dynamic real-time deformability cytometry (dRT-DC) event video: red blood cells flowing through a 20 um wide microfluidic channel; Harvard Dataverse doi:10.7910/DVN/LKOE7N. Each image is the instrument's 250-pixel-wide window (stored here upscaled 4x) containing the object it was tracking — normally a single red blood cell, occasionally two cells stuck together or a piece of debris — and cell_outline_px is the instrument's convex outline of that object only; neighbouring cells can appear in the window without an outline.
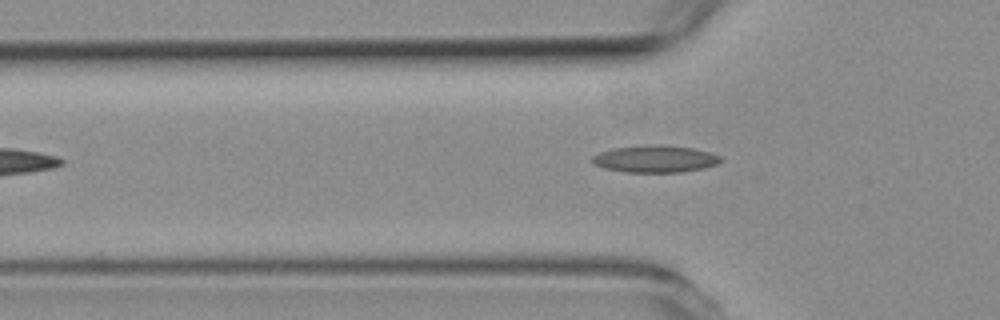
{"species": "common noctule bat (a hibernating species)", "species_latin": "Nyctalus noctula", "temperature_condition": "room temperature", "stored_images_in_passage": 48, "camera_frame_rate_fps": 3000, "um_per_image_px": 0.085, "animal": {"sex": "female", "body_mass_g": 19.3, "forearm_length_mm": 54.1}, "frame": {"image": 1, "passage_image": 13, "time_ms": 4.0, "image_size_px": [1000, 320], "cell_outline_px": [[720, 160], [716, 164], [704, 168], [680, 172], [624, 172], [604, 168], [596, 164], [592, 160], [592, 156], [600, 152], [612, 148], [692, 148], [708, 152], [720, 156]], "centroid_in_image_um": [55.67, 13.57], "position_along_channel_um": 70.1, "area_um2": 18.84}}
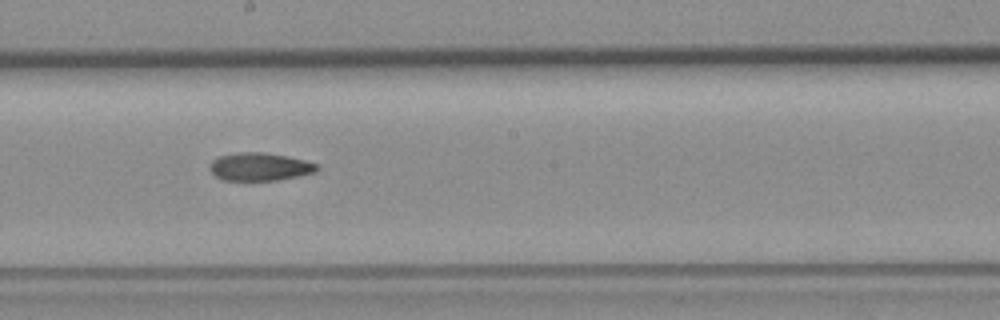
{"frame": {"image": 2, "passage_image": 26, "time_ms": 8.333, "image_size_px": [1000, 320], "cell_outline_px": [[320, 168], [316, 172], [276, 180], [224, 180], [216, 176], [208, 168], [212, 160], [216, 156], [236, 152], [264, 152], [288, 156], [320, 164]], "centroid_in_image_um": [22.07, 14.15], "position_along_channel_um": 226.1, "area_um2": 17.63}}
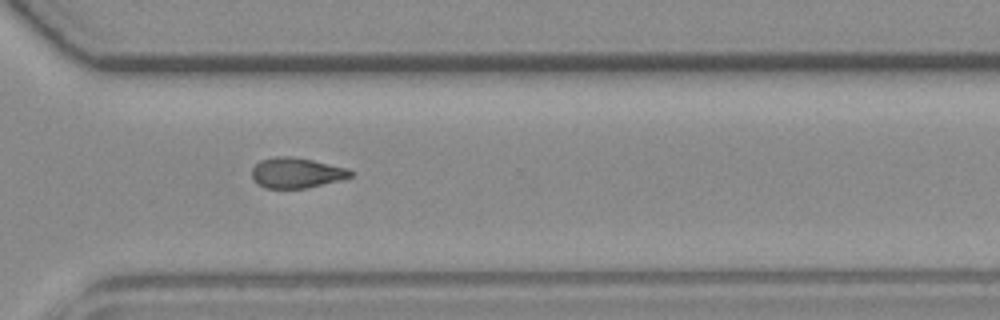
{"frame": {"image": 3, "passage_image": 36, "time_ms": 11.667, "image_size_px": [1000, 320], "cell_outline_px": [[352, 176], [340, 180], [308, 188], [264, 188], [256, 184], [252, 176], [252, 168], [260, 160], [276, 156], [292, 156], [312, 160], [348, 168], [352, 172]], "centroid_in_image_um": [25.17, 14.69], "position_along_channel_um": 345.4, "area_um2": 17.51}, "authors_computed_cell_mechanics": {"area_um2": 17.7735, "velocity_mm_per_s": 3.5858, "shape_relaxation_time_tau1_ms": 7.9288, "shape_relaxation_time_tau2_ms": 4.0654, "deformation_change_tau1": 0.1802, "deformation_change_tau2": 0.1006}}